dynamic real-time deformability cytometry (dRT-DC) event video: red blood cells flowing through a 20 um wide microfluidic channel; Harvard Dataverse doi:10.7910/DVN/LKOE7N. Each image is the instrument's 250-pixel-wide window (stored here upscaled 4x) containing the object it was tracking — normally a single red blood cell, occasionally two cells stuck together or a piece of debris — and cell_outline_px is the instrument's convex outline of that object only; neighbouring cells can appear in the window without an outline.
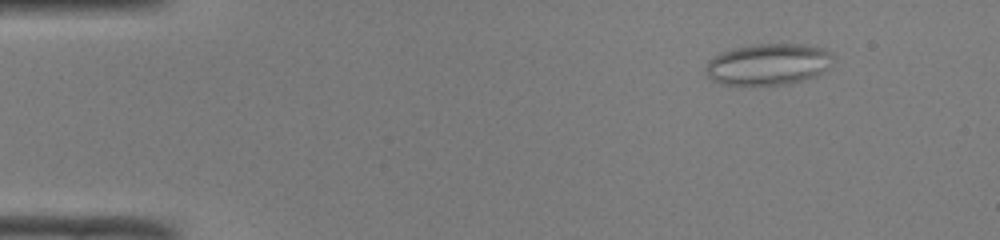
{"species": "common noctule bat (a hibernating species)", "species_latin": "Nyctalus noctula", "temperature_condition": "room temperature", "stored_images_in_passage": 45, "camera_frame_rate_fps": 3000, "um_per_image_px": 0.085, "animal": {"sex": "male", "body_mass_g": 19.0, "forearm_length_mm": 50.8}, "frame": {"image": 1, "passage_image": 1, "time_ms": 0.0, "image_size_px": [1000, 240], "cell_outline_px": [[836, 56], [816, 76], [788, 84], [724, 84], [712, 80], [708, 76], [708, 60], [720, 52], [736, 48], [756, 44], [804, 44], [824, 48], [832, 52]], "centroid_in_image_um": [65.33, 5.44], "position_along_channel_um": 19.7, "area_um2": 30.29}}
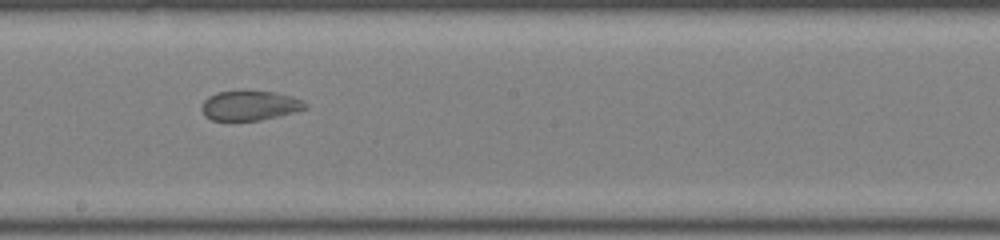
{"frame": {"image": 2, "passage_image": 23, "time_ms": 7.333, "image_size_px": [1000, 240], "cell_outline_px": [[308, 108], [260, 120], [212, 120], [204, 116], [200, 108], [204, 100], [208, 96], [216, 92], [272, 92], [304, 100], [308, 104]], "centroid_in_image_um": [21.2, 8.98], "position_along_channel_um": 227.0, "area_um2": 17.57}}
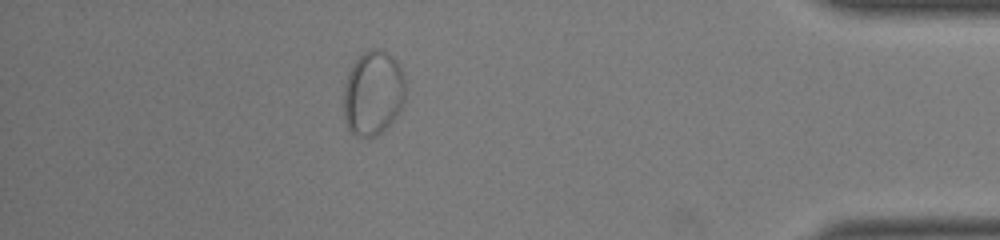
{"frame": {"image": 3, "passage_image": 39, "time_ms": 12.667, "image_size_px": [1000, 240], "cell_outline_px": [[404, 100], [396, 116], [376, 136], [356, 136], [348, 128], [344, 120], [344, 84], [348, 72], [352, 64], [364, 52], [372, 48], [376, 48], [388, 52], [396, 60], [404, 76]], "centroid_in_image_um": [31.69, 7.88], "position_along_channel_um": 403.5, "area_um2": 30.29}}